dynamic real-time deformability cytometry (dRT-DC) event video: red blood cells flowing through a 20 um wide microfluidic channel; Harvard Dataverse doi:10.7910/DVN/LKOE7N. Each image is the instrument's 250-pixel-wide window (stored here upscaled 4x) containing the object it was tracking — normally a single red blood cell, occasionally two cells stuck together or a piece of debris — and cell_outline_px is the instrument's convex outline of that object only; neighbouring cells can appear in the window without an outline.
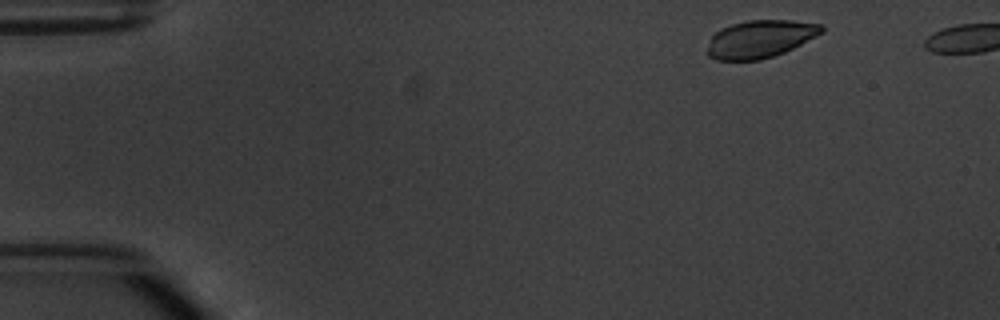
{"species": "common noctule bat (a hibernating species)", "species_latin": "Nyctalus noctula", "temperature_condition": "warm", "stored_images_in_passage": 5, "segment_of_instrument_passage": [2, 2], "camera_frame_rate_fps": 3000, "um_per_image_px": 0.085, "animal": {"sex": "male", "body_mass_g": 20.1, "forearm_length_mm": 53.5}, "frame": {"image": 1, "passage_image": 5, "time_ms": 5.667, "image_size_px": [1000, 320], "cell_outline_px": [[824, 32], [784, 52], [760, 60], [716, 60], [708, 56], [704, 52], [712, 36], [720, 28], [732, 24], [748, 20], [792, 20], [820, 24], [824, 28]], "centroid_in_image_um": [64.57, 3.31], "position_along_channel_um": 20.4, "area_um2": 25.09}}